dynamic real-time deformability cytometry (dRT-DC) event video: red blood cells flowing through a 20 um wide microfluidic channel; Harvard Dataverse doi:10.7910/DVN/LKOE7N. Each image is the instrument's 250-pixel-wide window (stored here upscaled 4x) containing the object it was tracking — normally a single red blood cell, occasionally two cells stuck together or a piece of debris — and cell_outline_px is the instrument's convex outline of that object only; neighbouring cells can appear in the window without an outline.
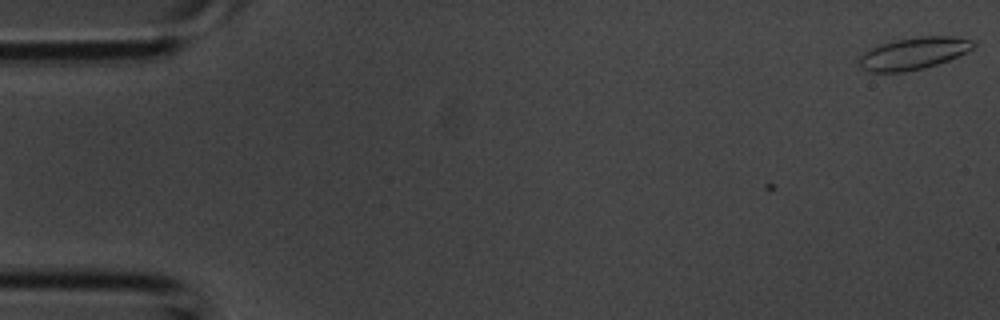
{"species": "common noctule bat (a hibernating species)", "species_latin": "Nyctalus noctula", "temperature_condition": "room temperature", "stored_images_in_passage": 4, "camera_frame_rate_fps": 3000, "um_per_image_px": 0.085, "animal": {"sex": "male", "body_mass_g": 20.1, "forearm_length_mm": 53.5}, "frame": {"image": 1, "passage_image": 4, "time_ms": 1.0, "image_size_px": [1000, 320], "cell_outline_px": [[976, 44], [972, 48], [948, 60], [924, 68], [904, 72], [868, 72], [860, 68], [856, 60], [856, 56], [880, 44], [896, 40], [920, 36], [956, 36], [976, 40]], "centroid_in_image_um": [77.6, 4.54], "position_along_channel_um": 7.4, "area_um2": 21.56}}